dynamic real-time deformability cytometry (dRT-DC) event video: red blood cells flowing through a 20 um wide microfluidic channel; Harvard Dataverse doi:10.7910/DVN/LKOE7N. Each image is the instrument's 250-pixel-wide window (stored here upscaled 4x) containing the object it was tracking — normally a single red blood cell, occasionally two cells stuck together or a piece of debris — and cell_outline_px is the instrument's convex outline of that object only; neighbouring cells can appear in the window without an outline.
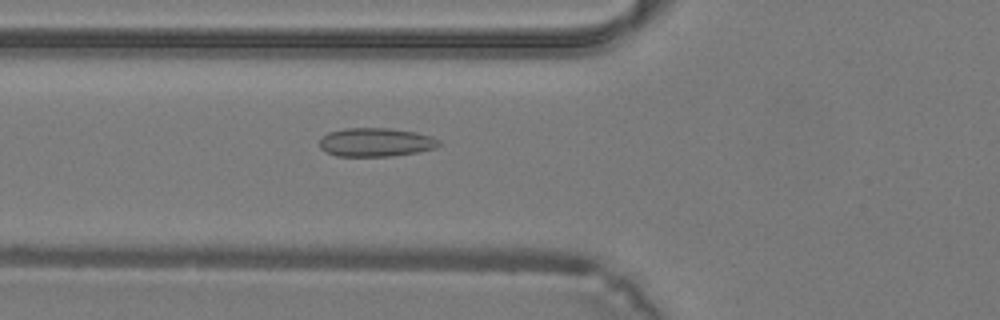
{"species": "common noctule bat (a hibernating species)", "species_latin": "Nyctalus noctula", "temperature_condition": "warm", "stored_images_in_passage": 28, "camera_frame_rate_fps": 3000, "um_per_image_px": 0.085, "animal": {"sex": "male", "body_mass_g": 19.2, "forearm_length_mm": 51.8}, "frame": {"image": 1, "passage_image": 3, "time_ms": 0.667, "image_size_px": [1000, 320], "cell_outline_px": [[440, 144], [436, 148], [416, 152], [392, 156], [336, 156], [324, 152], [320, 148], [320, 140], [328, 132], [344, 128], [392, 128], [416, 132], [432, 136], [440, 140]], "centroid_in_image_um": [31.94, 12.09], "position_along_channel_um": 93.9, "area_um2": 20.11}}
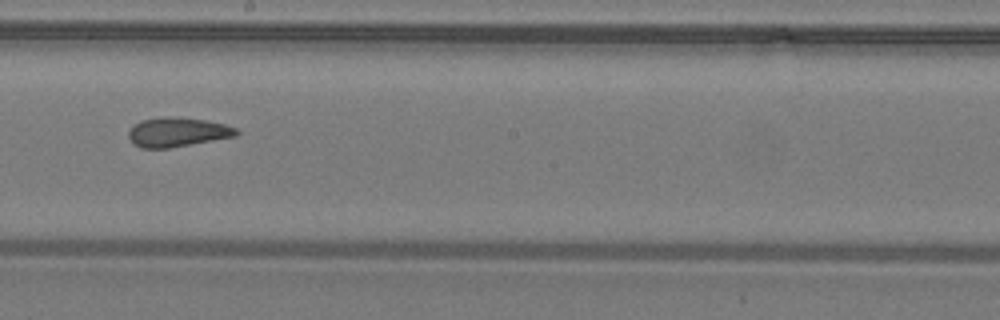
{"frame": {"image": 2, "passage_image": 11, "time_ms": 3.333, "image_size_px": [1000, 320], "cell_outline_px": [[240, 132], [236, 136], [168, 148], [140, 148], [132, 144], [128, 136], [128, 132], [140, 120], [176, 116], [204, 120], [224, 124], [236, 128]], "centroid_in_image_um": [15.07, 11.24], "position_along_channel_um": 233.1, "area_um2": 18.26}}
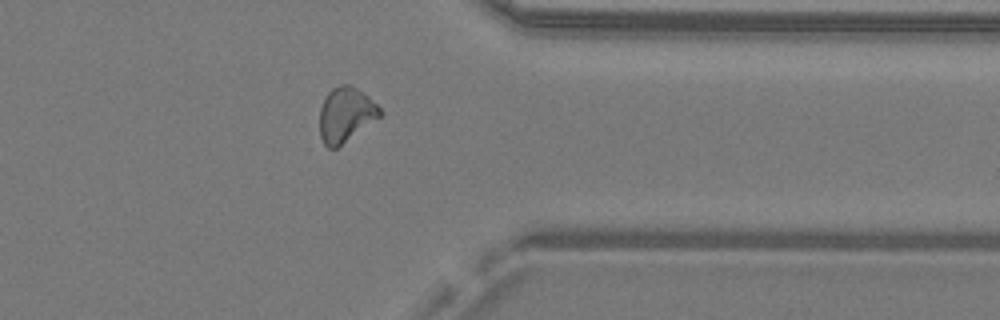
{"frame": {"image": 3, "passage_image": 20, "time_ms": 6.333, "image_size_px": [1000, 320], "cell_outline_px": [[384, 116], [336, 148], [328, 148], [324, 144], [320, 136], [320, 108], [328, 92], [332, 88], [340, 84], [348, 84], [356, 88], [368, 96], [384, 112]], "centroid_in_image_um": [29.42, 9.75], "position_along_channel_um": 382.0, "area_um2": 19.42}}